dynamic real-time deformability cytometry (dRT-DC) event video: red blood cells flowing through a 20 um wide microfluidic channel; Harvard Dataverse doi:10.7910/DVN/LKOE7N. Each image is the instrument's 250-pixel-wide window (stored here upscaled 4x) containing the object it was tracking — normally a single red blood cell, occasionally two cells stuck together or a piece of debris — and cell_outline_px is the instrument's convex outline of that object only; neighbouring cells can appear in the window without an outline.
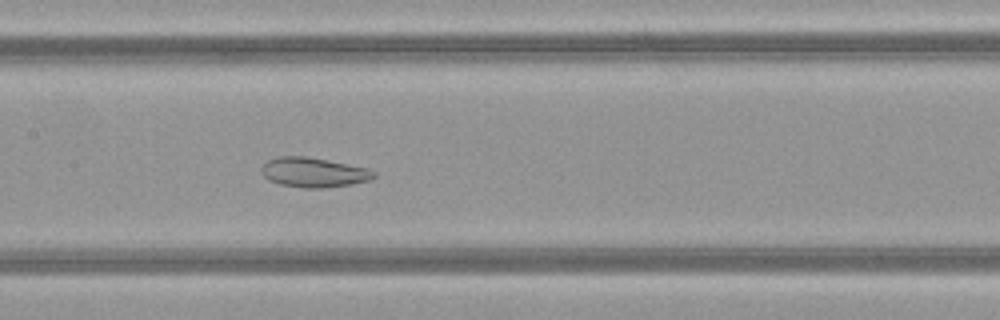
{"species": "common noctule bat (a hibernating species)", "species_latin": "Nyctalus noctula", "temperature_condition": "warm", "stored_images_in_passage": 51, "camera_frame_rate_fps": 3000, "um_per_image_px": 0.085, "animal": {"sex": "female", "body_mass_g": 21.9}, "frame": {"image": 1, "passage_image": 25, "time_ms": 8.0, "image_size_px": [1000, 320], "cell_outline_px": [[376, 176], [368, 180], [352, 184], [324, 188], [304, 188], [280, 184], [268, 180], [260, 172], [260, 168], [268, 160], [276, 156], [308, 156], [368, 168], [376, 172]], "centroid_in_image_um": [26.64, 14.65], "position_along_channel_um": 180.8, "area_um2": 19.59}}
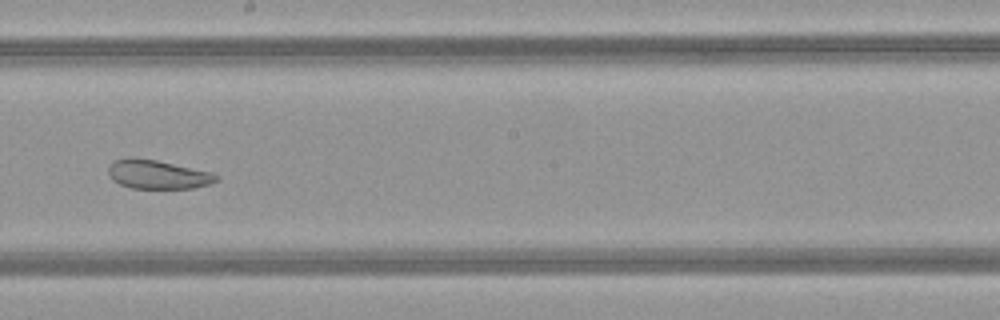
{"frame": {"image": 2, "passage_image": 29, "time_ms": 9.333, "image_size_px": [1000, 320], "cell_outline_px": [[220, 180], [208, 184], [192, 188], [132, 188], [120, 184], [112, 180], [108, 176], [108, 164], [112, 160], [128, 156], [132, 156], [156, 160], [212, 172], [220, 176]], "centroid_in_image_um": [13.35, 14.8], "position_along_channel_um": 234.8, "area_um2": 18.5}}
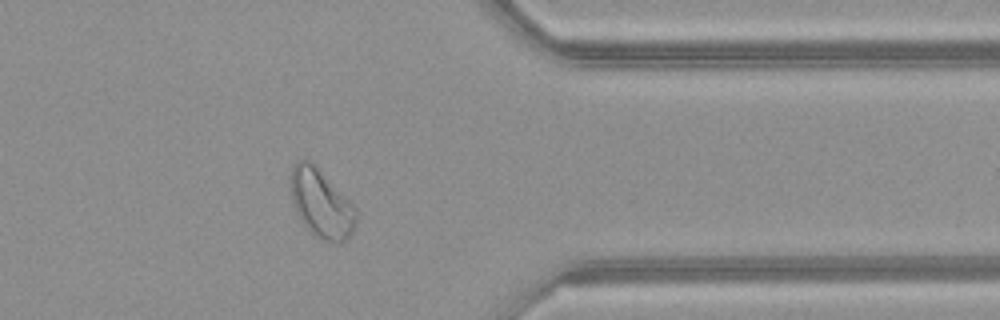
{"frame": {"image": 3, "passage_image": 41, "time_ms": 13.333, "image_size_px": [1000, 320], "cell_outline_px": [[356, 224], [352, 232], [340, 244], [320, 240], [300, 220], [296, 212], [292, 200], [288, 180], [288, 176], [296, 160], [312, 160], [316, 164], [356, 208]], "centroid_in_image_um": [27.26, 17.26], "position_along_channel_um": 384.1, "area_um2": 26.47}, "authors_computed_cell_mechanics": {"area_um2": 28.0908, "velocity_mm_per_s": 4.0812, "shape_relaxation_time_tau1_ms": null, "shape_relaxation_time_tau2_ms": 1.7513, "deformation_change_tau1": null, "deformation_change_tau2": 0.0635}}